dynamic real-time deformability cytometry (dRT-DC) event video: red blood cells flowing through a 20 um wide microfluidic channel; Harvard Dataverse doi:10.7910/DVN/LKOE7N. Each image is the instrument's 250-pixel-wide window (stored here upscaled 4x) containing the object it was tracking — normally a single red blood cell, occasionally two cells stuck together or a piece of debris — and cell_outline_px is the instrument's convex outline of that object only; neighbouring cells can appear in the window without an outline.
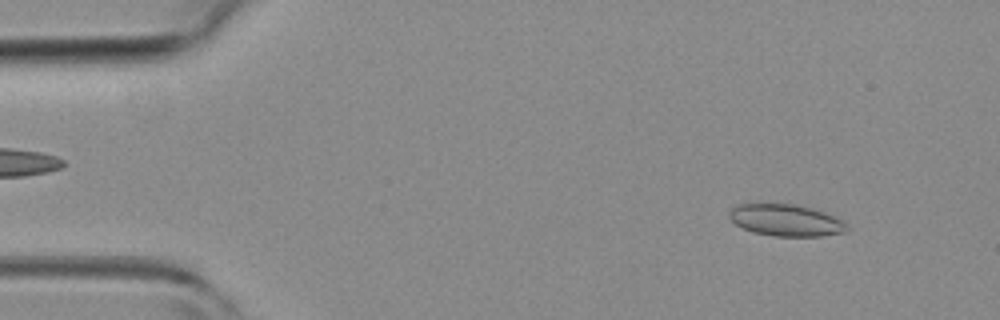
{"species": "common noctule bat (a hibernating species)", "species_latin": "Nyctalus noctula", "temperature_condition": "room temperature", "stored_images_in_passage": 4, "camera_frame_rate_fps": 3000, "um_per_image_px": 0.085, "animal": {"sex": "female", "body_mass_g": 19.3, "forearm_length_mm": 54.1}, "frame": {"image": 1, "passage_image": 1, "time_ms": 0.0, "image_size_px": [1000, 320], "cell_outline_px": [[848, 232], [820, 236], [772, 236], [752, 232], [736, 224], [728, 216], [728, 212], [736, 204], [792, 204], [812, 208], [836, 216], [844, 220], [848, 228]], "centroid_in_image_um": [66.83, 18.72], "position_along_channel_um": 18.2, "area_um2": 21.91}}
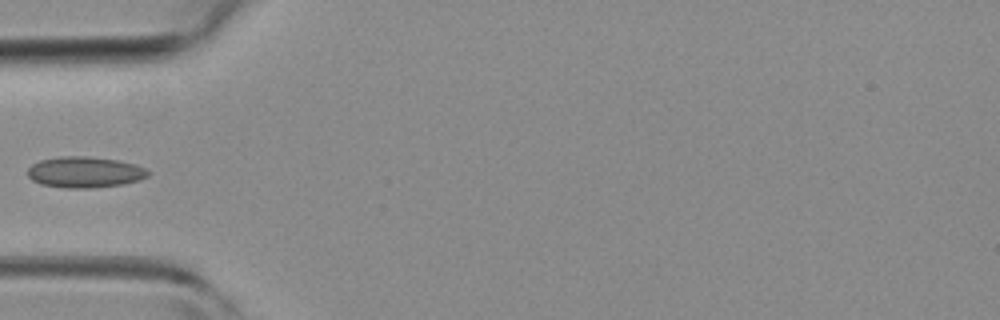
{"frame": {"image": 2, "passage_image": 4, "time_ms": 3.333, "image_size_px": [1000, 320], "cell_outline_px": [[152, 172], [148, 176], [140, 180], [124, 184], [92, 188], [64, 188], [40, 184], [32, 180], [28, 176], [28, 168], [32, 164], [40, 160], [60, 156], [84, 156], [116, 160], [136, 164], [148, 168]], "centroid_in_image_um": [7.24, 14.64], "position_along_channel_um": 77.8, "area_um2": 22.02}}